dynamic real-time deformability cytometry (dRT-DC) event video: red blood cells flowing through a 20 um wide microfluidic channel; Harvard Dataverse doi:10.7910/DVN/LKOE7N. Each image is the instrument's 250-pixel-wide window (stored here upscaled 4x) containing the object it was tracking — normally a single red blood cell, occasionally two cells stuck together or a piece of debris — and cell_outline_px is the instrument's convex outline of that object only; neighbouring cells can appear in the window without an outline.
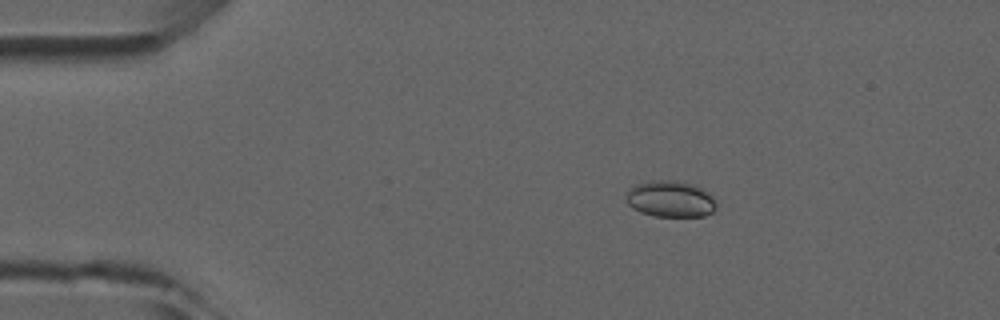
{"species": "common noctule bat (a hibernating species)", "species_latin": "Nyctalus noctula", "temperature_condition": "room temperature", "stored_images_in_passage": 8, "camera_frame_rate_fps": 3000, "um_per_image_px": 0.085, "animal": {"sex": "male", "forearm_length_mm": 52.5}, "frame": {"image": 1, "passage_image": 3, "time_ms": 2.333, "image_size_px": [1000, 320], "cell_outline_px": [[716, 208], [712, 212], [704, 216], [652, 216], [640, 212], [632, 208], [628, 204], [624, 196], [628, 188], [636, 184], [652, 180], [676, 180], [696, 184], [708, 192], [712, 196], [716, 204]], "centroid_in_image_um": [56.96, 16.9], "position_along_channel_um": 28.0, "area_um2": 19.48}}
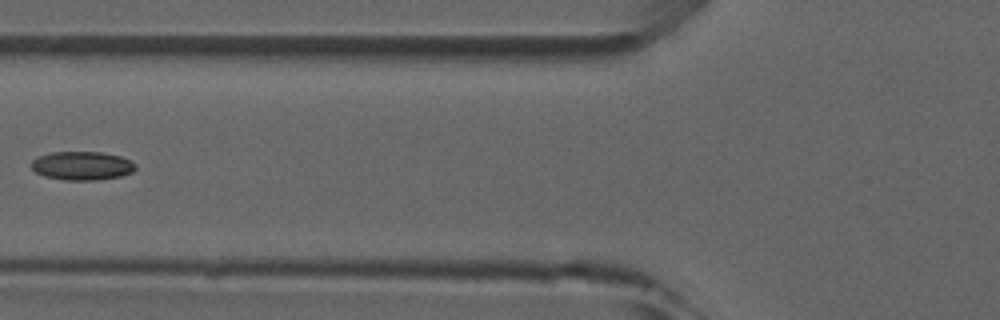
{"frame": {"image": 2, "passage_image": 6, "time_ms": 6.0, "image_size_px": [1000, 320], "cell_outline_px": [[136, 168], [132, 172], [120, 176], [96, 180], [64, 180], [44, 176], [36, 172], [32, 168], [32, 160], [36, 156], [52, 152], [104, 152], [120, 156], [136, 164]], "centroid_in_image_um": [6.96, 14.08], "position_along_channel_um": 118.8, "area_um2": 17.4}}
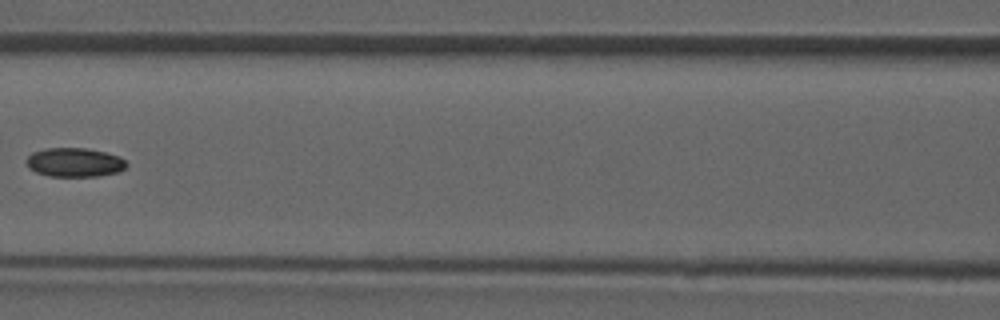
{"frame": {"image": 3, "passage_image": 7, "time_ms": 7.0, "image_size_px": [1000, 320], "cell_outline_px": [[128, 164], [120, 172], [96, 176], [48, 176], [36, 172], [28, 168], [24, 160], [32, 152], [44, 148], [84, 148], [104, 152], [120, 156]], "centroid_in_image_um": [6.3, 13.8], "position_along_channel_um": 160.3, "area_um2": 17.05}}